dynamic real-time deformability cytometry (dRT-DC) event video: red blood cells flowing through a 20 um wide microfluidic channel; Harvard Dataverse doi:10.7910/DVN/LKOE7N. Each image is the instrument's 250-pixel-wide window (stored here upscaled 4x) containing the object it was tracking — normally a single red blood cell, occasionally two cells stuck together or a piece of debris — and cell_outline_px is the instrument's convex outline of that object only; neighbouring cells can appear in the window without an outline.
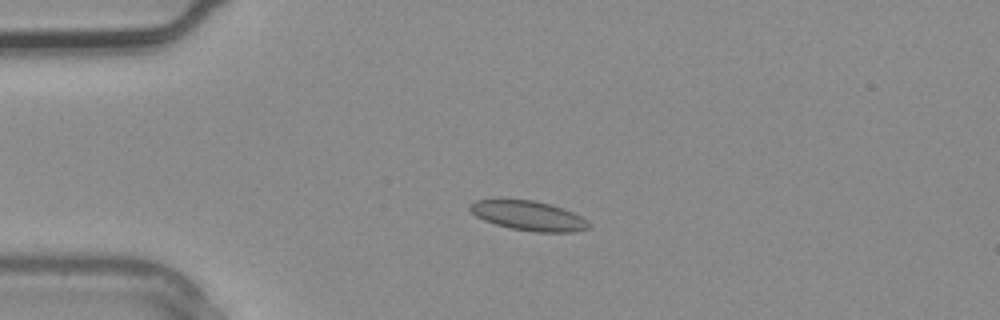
{"species": "common noctule bat (a hibernating species)", "species_latin": "Nyctalus noctula", "temperature_condition": "warm", "stored_images_in_passage": 2, "camera_frame_rate_fps": 3000, "um_per_image_px": 0.085, "animal": {"sex": "male", "body_mass_g": 20.4}, "frame": {"image": 1, "passage_image": 2, "time_ms": 0.333, "image_size_px": [1000, 320], "cell_outline_px": [[588, 228], [572, 232], [536, 232], [512, 228], [496, 224], [484, 220], [476, 216], [468, 208], [468, 204], [476, 200], [536, 200], [572, 212], [588, 220]], "centroid_in_image_um": [44.9, 18.33], "position_along_channel_um": 40.1, "area_um2": 20.11}}